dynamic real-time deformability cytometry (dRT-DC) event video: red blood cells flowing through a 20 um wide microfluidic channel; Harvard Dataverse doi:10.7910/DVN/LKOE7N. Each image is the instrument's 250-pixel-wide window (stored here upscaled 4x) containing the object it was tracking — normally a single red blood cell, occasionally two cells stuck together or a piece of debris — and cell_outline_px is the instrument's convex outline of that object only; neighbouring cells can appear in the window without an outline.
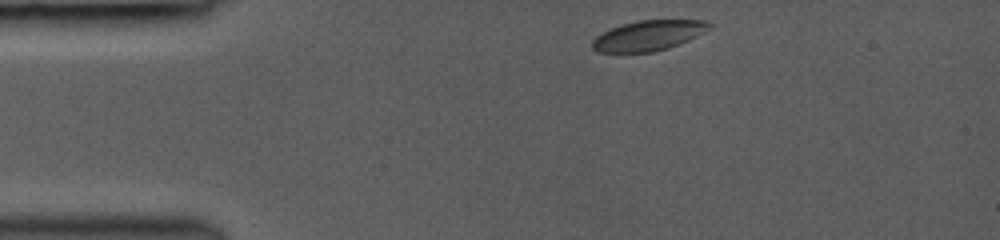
{"species": "common noctule bat (a hibernating species)", "species_latin": "Nyctalus noctula", "temperature_condition": "room temperature", "stored_images_in_passage": 54, "camera_frame_rate_fps": 3000, "um_per_image_px": 0.085, "animal": {"sex": "female", "body_mass_g": 19.0, "forearm_length_mm": 53.3}, "frame": {"image": 1, "passage_image": 1, "time_ms": 0.0, "image_size_px": [1000, 240], "cell_outline_px": [[712, 28], [688, 40], [668, 48], [652, 52], [596, 52], [592, 48], [592, 40], [596, 36], [620, 24], [636, 20], [708, 20], [712, 24]], "centroid_in_image_um": [55.13, 3.01], "position_along_channel_um": 29.9, "area_um2": 20.63}}
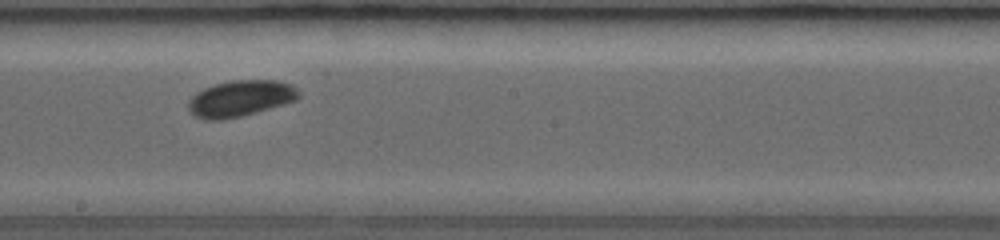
{"frame": {"image": 2, "passage_image": 25, "time_ms": 6.0, "image_size_px": [1000, 240], "cell_outline_px": [[300, 96], [296, 100], [284, 104], [240, 116], [224, 120], [204, 120], [188, 112], [188, 100], [196, 92], [204, 88], [216, 84], [232, 80], [276, 80], [292, 84], [300, 92]], "centroid_in_image_um": [20.42, 8.37], "position_along_channel_um": 227.8, "area_um2": 23.35}}
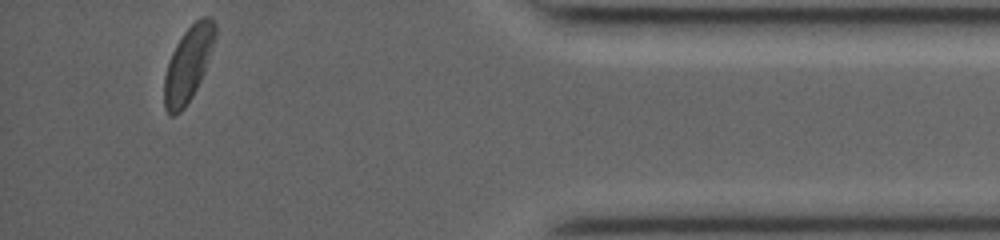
{"frame": {"image": 3, "passage_image": 53, "time_ms": 11.333, "image_size_px": [1000, 240], "cell_outline_px": [[216, 36], [204, 72], [192, 96], [184, 108], [176, 116], [168, 116], [164, 108], [164, 76], [168, 60], [176, 44], [184, 32], [200, 16], [212, 16], [216, 24]], "centroid_in_image_um": [15.98, 5.45], "position_along_channel_um": 419.2, "area_um2": 22.37}, "authors_computed_cell_mechanics": {"area_um2": 22.3686, "velocity_mm_per_s": 4.1923, "shape_relaxation_time_tau1_ms": 1.4698, "shape_relaxation_time_tau2_ms": null, "deformation_change_tau1": 0.0662, "deformation_change_tau2": null}}